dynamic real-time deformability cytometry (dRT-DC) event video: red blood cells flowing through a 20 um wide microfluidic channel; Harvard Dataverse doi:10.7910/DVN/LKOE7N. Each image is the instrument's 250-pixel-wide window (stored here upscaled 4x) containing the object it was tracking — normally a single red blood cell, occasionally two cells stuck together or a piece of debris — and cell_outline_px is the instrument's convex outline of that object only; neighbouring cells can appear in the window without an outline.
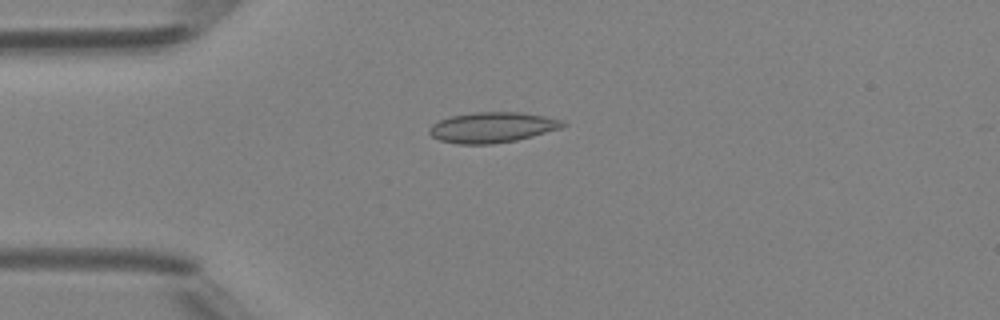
{"species": "Egyptian fruit bat (a non-hibernating species)", "species_latin": "Rousettus aegyptiacus", "temperature_condition": "room temperature", "stored_images_in_passage": 38, "camera_frame_rate_fps": 3000, "um_per_image_px": 0.085, "animal": {"sex": "female"}, "frame": {"image": 1, "passage_image": 3, "time_ms": 0.667, "image_size_px": [1000, 320], "cell_outline_px": [[568, 124], [560, 128], [532, 136], [516, 140], [492, 144], [456, 144], [440, 140], [432, 136], [428, 132], [428, 128], [432, 124], [440, 120], [452, 116], [476, 112], [520, 112], [544, 116], [564, 120]], "centroid_in_image_um": [41.84, 10.83], "position_along_channel_um": 43.2, "area_um2": 23.64}}
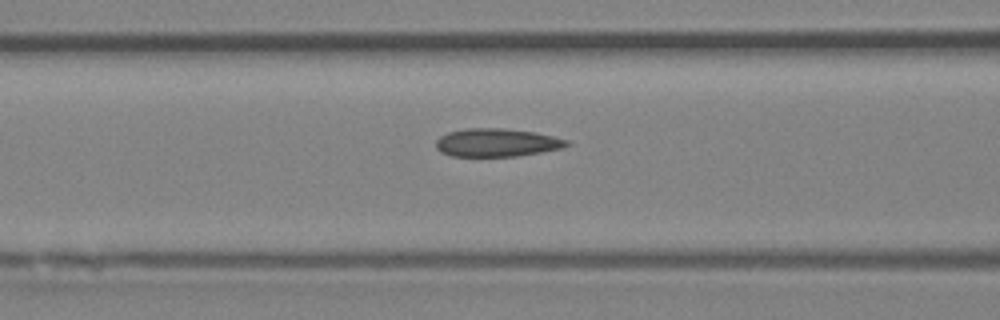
{"frame": {"image": 2, "passage_image": 10, "time_ms": 3.0, "image_size_px": [1000, 320], "cell_outline_px": [[572, 144], [560, 148], [540, 152], [516, 156], [452, 156], [440, 152], [436, 148], [436, 140], [440, 136], [448, 132], [464, 128], [504, 128], [536, 132], [568, 140]], "centroid_in_image_um": [42.2, 12.11], "position_along_channel_um": 124.4, "area_um2": 21.5}}
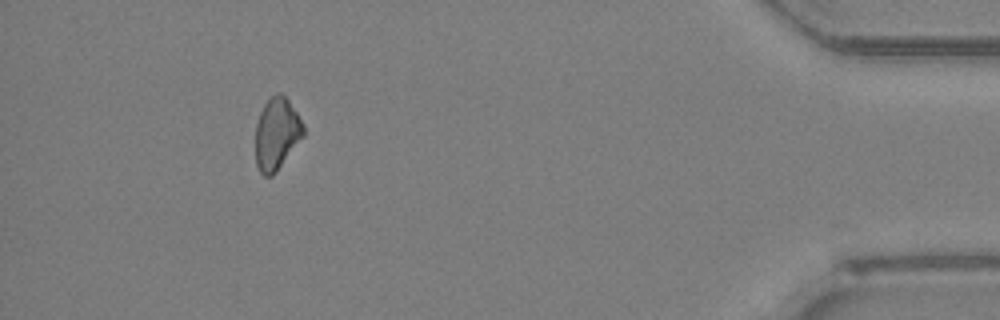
{"frame": {"image": 3, "passage_image": 34, "time_ms": 11.0, "image_size_px": [1000, 320], "cell_outline_px": [[304, 136], [276, 172], [272, 176], [264, 176], [260, 172], [256, 164], [256, 124], [260, 112], [264, 104], [276, 92], [280, 92], [288, 100], [304, 124]], "centroid_in_image_um": [23.52, 11.38], "position_along_channel_um": 411.7, "area_um2": 20.06}}